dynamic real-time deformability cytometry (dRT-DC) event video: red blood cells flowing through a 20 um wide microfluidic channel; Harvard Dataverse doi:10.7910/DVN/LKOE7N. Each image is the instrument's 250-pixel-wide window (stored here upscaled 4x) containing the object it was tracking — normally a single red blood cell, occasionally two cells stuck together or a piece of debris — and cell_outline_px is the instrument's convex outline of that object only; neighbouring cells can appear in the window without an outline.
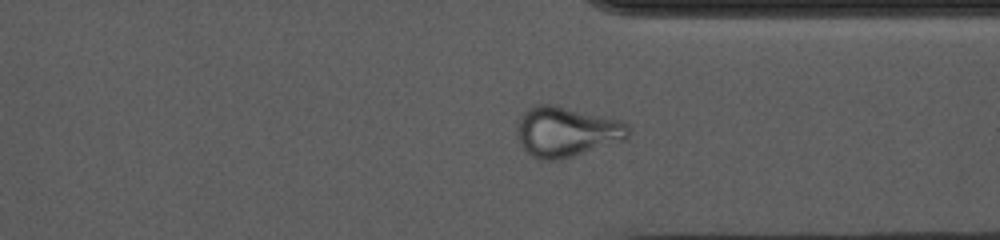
{"species": "common noctule bat (a hibernating species)", "species_latin": "Nyctalus noctula", "temperature_condition": "cold", "stored_images_in_passage": 53, "camera_frame_rate_fps": 3000, "um_per_image_px": 0.085, "animal": {"sex": "female", "body_mass_g": 10.0, "forearm_length_mm": 53.1}, "frame": {"image": 1, "passage_image": 39, "time_ms": 12.667, "image_size_px": [1000, 240], "cell_outline_px": [[632, 132], [624, 140], [572, 156], [556, 160], [536, 160], [524, 148], [516, 136], [516, 128], [520, 116], [528, 108], [536, 104], [552, 104], [624, 120], [632, 128]], "centroid_in_image_um": [48.17, 11.18], "position_along_channel_um": 363.2, "area_um2": 32.83}}
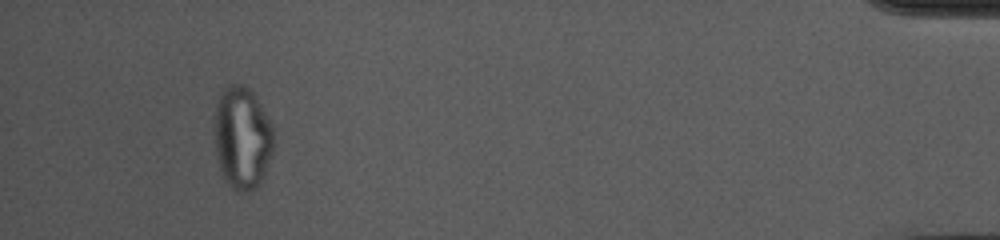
{"frame": {"image": 2, "passage_image": 49, "time_ms": 16.0, "image_size_px": [1000, 240], "cell_outline_px": [[276, 144], [264, 180], [252, 192], [240, 192], [232, 188], [224, 176], [220, 168], [216, 152], [212, 128], [216, 104], [220, 92], [228, 84], [244, 84], [256, 96], [272, 124]], "centroid_in_image_um": [20.61, 11.72], "position_along_channel_um": 414.6, "area_um2": 36.59}, "authors_computed_cell_mechanics": {"area_um2": 28.9578, "velocity_mm_per_s": 3.7011, "shape_relaxation_time_tau1_ms": null, "shape_relaxation_time_tau2_ms": 2.1712, "deformation_change_tau1": null, "deformation_change_tau2": 0.093}}